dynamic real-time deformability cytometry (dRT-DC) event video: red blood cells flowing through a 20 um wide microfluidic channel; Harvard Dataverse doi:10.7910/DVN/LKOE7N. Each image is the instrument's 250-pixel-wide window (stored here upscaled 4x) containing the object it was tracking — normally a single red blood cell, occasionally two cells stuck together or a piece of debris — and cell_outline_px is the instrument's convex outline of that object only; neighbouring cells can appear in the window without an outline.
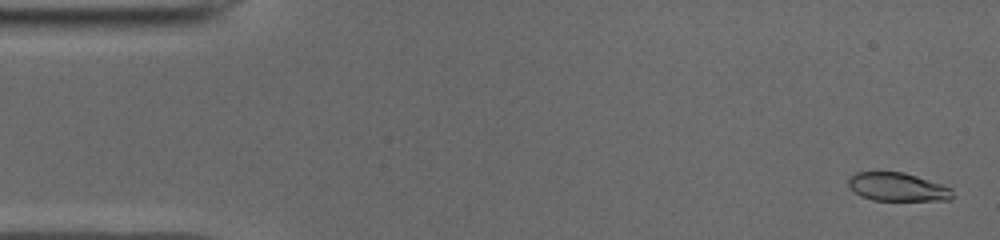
{"species": "common noctule bat (a hibernating species)", "species_latin": "Nyctalus noctula", "temperature_condition": "cold", "stored_images_in_passage": 51, "camera_frame_rate_fps": 3000, "um_per_image_px": 0.085, "animal": {"sex": "male", "body_mass_g": 19.0, "forearm_length_mm": 50.8}, "frame": {"image": 1, "passage_image": 2, "time_ms": 0.333, "image_size_px": [1000, 240], "cell_outline_px": [[952, 196], [948, 200], [872, 200], [860, 196], [848, 184], [848, 180], [856, 172], [904, 172], [940, 184], [948, 188], [952, 192]], "centroid_in_image_um": [76.25, 15.89], "position_along_channel_um": 8.8, "area_um2": 16.82}}
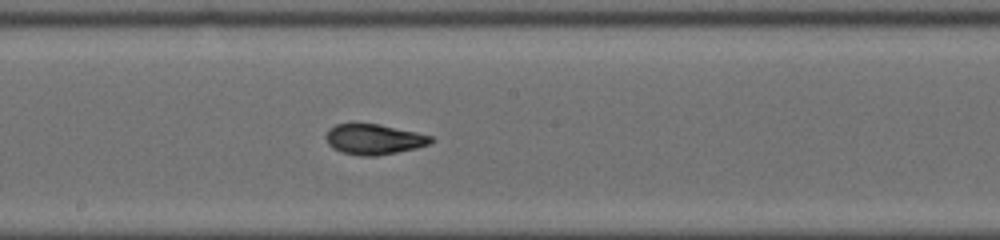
{"frame": {"image": 2, "passage_image": 27, "time_ms": 8.667, "image_size_px": [1000, 240], "cell_outline_px": [[432, 140], [428, 144], [416, 148], [376, 156], [360, 156], [340, 152], [332, 148], [328, 144], [328, 132], [336, 124], [380, 124], [432, 136]], "centroid_in_image_um": [31.78, 11.85], "position_along_channel_um": 216.4, "area_um2": 18.21}}
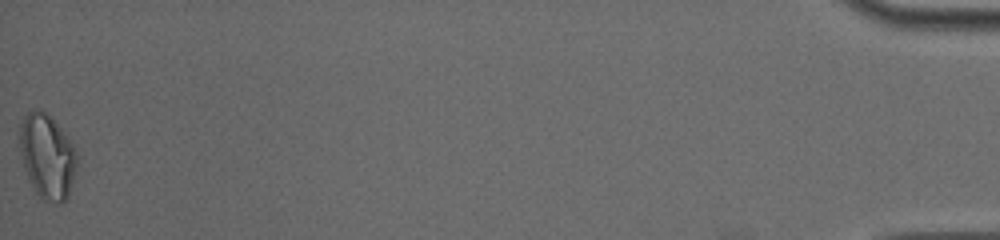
{"frame": {"image": 3, "passage_image": 51, "time_ms": 16.667, "image_size_px": [1000, 240], "cell_outline_px": [[80, 156], [68, 196], [60, 204], [56, 204], [44, 200], [36, 192], [28, 180], [20, 148], [20, 124], [24, 116], [28, 112], [36, 108], [40, 108], [60, 128], [72, 144]], "centroid_in_image_um": [4.03, 13.31], "position_along_channel_um": 431.2, "area_um2": 28.03}, "authors_computed_cell_mechanics": {"area_um2": 18.6116, "velocity_mm_per_s": 3.9584, "shape_relaxation_time_tau1_ms": null, "shape_relaxation_time_tau2_ms": 1.1816, "deformation_change_tau1": null, "deformation_change_tau2": 0.0655}}